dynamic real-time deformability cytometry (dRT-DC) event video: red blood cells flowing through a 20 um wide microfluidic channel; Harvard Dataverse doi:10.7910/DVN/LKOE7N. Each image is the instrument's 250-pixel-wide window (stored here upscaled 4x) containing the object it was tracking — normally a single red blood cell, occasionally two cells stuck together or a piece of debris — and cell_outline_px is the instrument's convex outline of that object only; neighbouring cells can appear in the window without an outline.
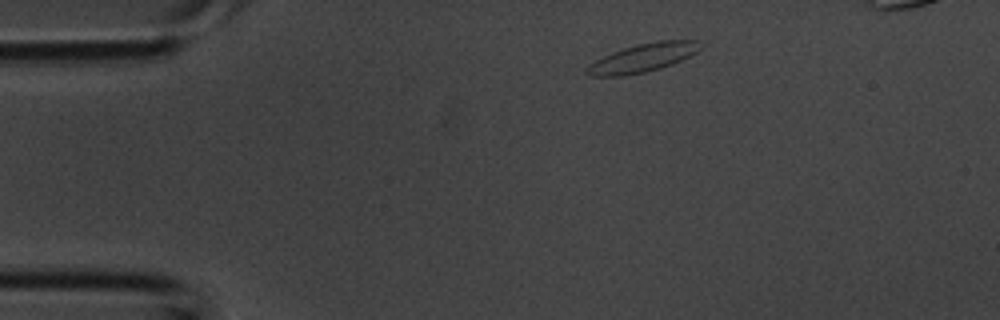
{"species": "common noctule bat (a hibernating species)", "species_latin": "Nyctalus noctula", "temperature_condition": "room temperature", "stored_images_in_passage": 3, "camera_frame_rate_fps": 3000, "um_per_image_px": 0.085, "animal": {"sex": "male", "body_mass_g": 20.1, "forearm_length_mm": 53.5}, "frame": {"image": 1, "passage_image": 1, "time_ms": 0.0, "image_size_px": [1000, 320], "cell_outline_px": [[704, 48], [672, 64], [660, 68], [644, 72], [624, 76], [588, 76], [584, 72], [596, 60], [612, 52], [624, 48], [640, 44], [660, 40], [700, 40]], "centroid_in_image_um": [54.69, 4.91], "position_along_channel_um": 30.3, "area_um2": 18.61}}